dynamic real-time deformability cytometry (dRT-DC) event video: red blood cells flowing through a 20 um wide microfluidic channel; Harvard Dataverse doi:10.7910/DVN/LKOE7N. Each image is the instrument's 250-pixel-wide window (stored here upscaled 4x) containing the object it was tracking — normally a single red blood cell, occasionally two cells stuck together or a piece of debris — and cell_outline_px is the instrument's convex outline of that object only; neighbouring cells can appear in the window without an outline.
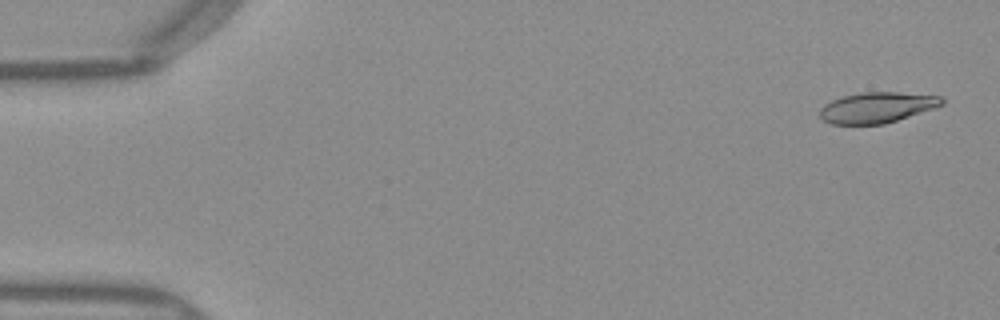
{"species": "Egyptian fruit bat (a non-hibernating species)", "species_latin": "Rousettus aegyptiacus", "temperature_condition": "warm", "stored_images_in_passage": 11, "camera_frame_rate_fps": 3000, "um_per_image_px": 0.085, "frame": {"image": 1, "passage_image": 2, "time_ms": 0.333, "image_size_px": [1000, 320], "cell_outline_px": [[944, 104], [884, 124], [832, 124], [824, 120], [820, 116], [820, 108], [824, 104], [832, 100], [844, 96], [864, 92], [900, 92], [940, 96], [944, 100]], "centroid_in_image_um": [74.52, 9.13], "position_along_channel_um": 10.5, "area_um2": 21.5}}